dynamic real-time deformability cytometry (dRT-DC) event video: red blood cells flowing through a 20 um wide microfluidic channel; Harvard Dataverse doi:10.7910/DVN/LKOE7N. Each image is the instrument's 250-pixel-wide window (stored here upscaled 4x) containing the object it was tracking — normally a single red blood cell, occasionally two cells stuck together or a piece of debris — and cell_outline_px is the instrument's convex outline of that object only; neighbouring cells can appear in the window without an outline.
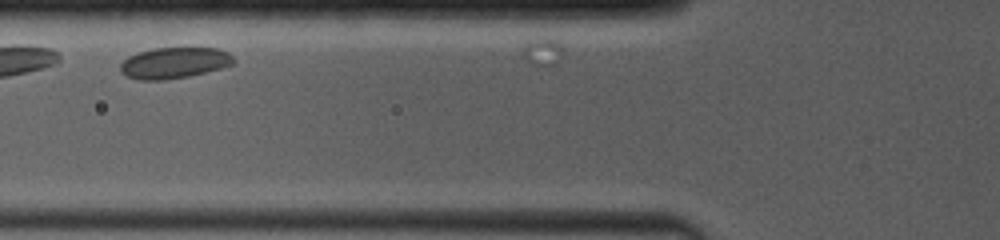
{"species": "common noctule bat (a hibernating species)", "species_latin": "Nyctalus noctula", "temperature_condition": "room temperature", "stored_images_in_passage": 4, "camera_frame_rate_fps": 4000, "um_per_image_px": 0.085, "animal": {"sex": "female", "body_mass_g": 19.0, "forearm_length_mm": 53.3}, "frame": {"image": 1, "passage_image": 2, "time_ms": 1.0, "image_size_px": [1000, 240], "cell_outline_px": [[232, 64], [220, 68], [188, 76], [164, 80], [140, 80], [128, 76], [120, 72], [120, 64], [128, 56], [136, 52], [152, 48], [216, 48], [228, 52], [232, 56]], "centroid_in_image_um": [14.75, 5.34], "position_along_channel_um": 111.1, "area_um2": 20.35}}